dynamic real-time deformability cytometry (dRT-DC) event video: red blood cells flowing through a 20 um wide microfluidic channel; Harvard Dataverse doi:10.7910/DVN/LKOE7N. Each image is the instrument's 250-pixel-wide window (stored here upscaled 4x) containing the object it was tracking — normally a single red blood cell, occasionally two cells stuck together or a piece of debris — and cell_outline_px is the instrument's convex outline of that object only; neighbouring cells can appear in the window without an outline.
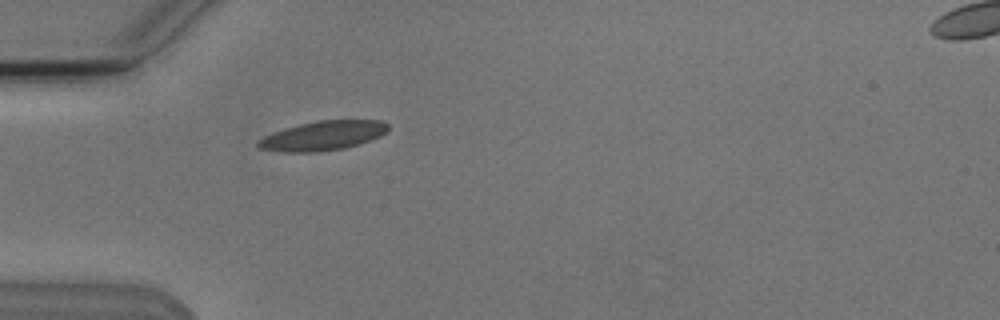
{"species": "Egyptian fruit bat (a non-hibernating species)", "species_latin": "Rousettus aegyptiacus", "temperature_condition": "cold", "stored_images_in_passage": 1, "camera_frame_rate_fps": 3000, "um_per_image_px": 0.085, "animal": {"sex": "male"}, "frame": {"image": 1, "passage_image": 1, "time_ms": 0.0, "image_size_px": [1000, 320], "cell_outline_px": [[388, 128], [380, 136], [344, 148], [316, 152], [284, 152], [256, 148], [256, 140], [272, 132], [300, 124], [316, 120], [380, 120], [388, 124]], "centroid_in_image_um": [27.37, 11.53], "position_along_channel_um": 57.6, "area_um2": 22.14}}